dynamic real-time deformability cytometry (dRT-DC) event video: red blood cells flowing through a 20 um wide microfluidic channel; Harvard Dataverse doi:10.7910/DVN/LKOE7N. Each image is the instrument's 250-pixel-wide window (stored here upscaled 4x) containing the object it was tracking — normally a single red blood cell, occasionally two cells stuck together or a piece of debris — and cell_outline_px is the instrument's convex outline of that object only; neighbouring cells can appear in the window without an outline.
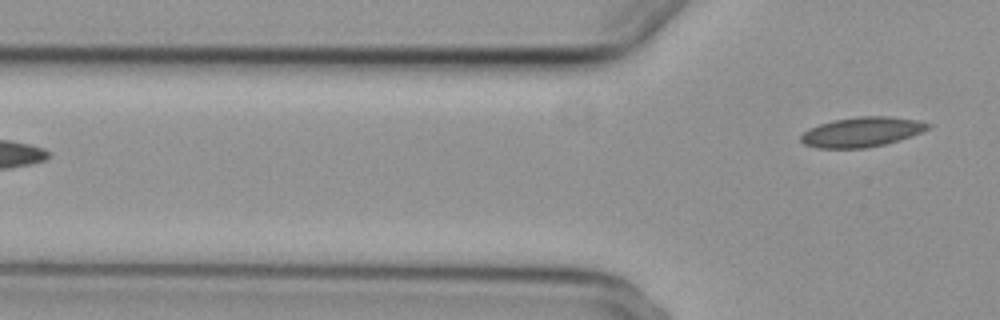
{"species": "common noctule bat (a hibernating species)", "species_latin": "Nyctalus noctula", "temperature_condition": "cold", "stored_images_in_passage": 4, "camera_frame_rate_fps": 3000, "um_per_image_px": 0.085, "animal": {"sex": "female", "body_mass_g": 29.2, "forearm_length_mm": 56.3}, "frame": {"image": 1, "passage_image": 4, "time_ms": 3.667, "image_size_px": [1000, 320], "cell_outline_px": [[932, 124], [928, 128], [920, 132], [884, 144], [864, 148], [816, 148], [804, 144], [800, 140], [800, 136], [808, 128], [832, 120], [856, 116], [888, 116], [916, 120]], "centroid_in_image_um": [73.18, 11.21], "position_along_channel_um": 52.6, "area_um2": 21.85}}